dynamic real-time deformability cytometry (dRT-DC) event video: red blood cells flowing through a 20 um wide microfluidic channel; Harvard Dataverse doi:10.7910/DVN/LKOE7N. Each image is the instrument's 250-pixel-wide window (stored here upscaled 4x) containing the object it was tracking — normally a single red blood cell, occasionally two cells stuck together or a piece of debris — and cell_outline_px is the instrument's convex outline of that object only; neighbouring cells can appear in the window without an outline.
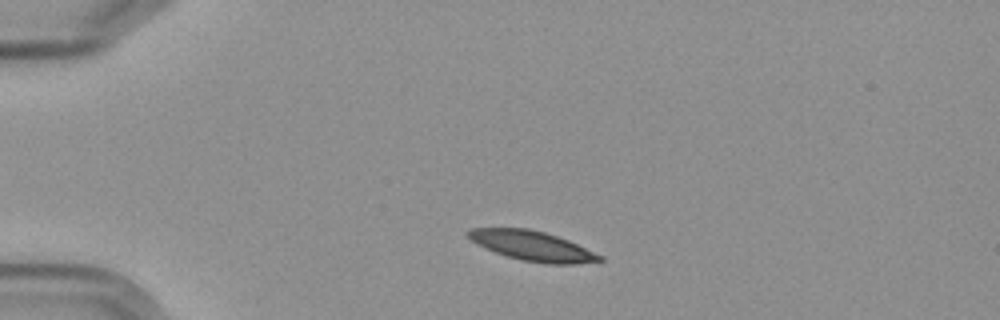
{"species": "Egyptian fruit bat (a non-hibernating species)", "species_latin": "Rousettus aegyptiacus", "temperature_condition": "cold", "stored_images_in_passage": 2, "camera_frame_rate_fps": 3000, "um_per_image_px": 0.085, "frame": {"image": 1, "passage_image": 1, "time_ms": 0.0, "image_size_px": [1000, 320], "cell_outline_px": [[604, 260], [576, 264], [544, 264], [520, 260], [484, 248], [476, 244], [464, 236], [464, 232], [468, 228], [528, 228], [544, 232], [568, 240], [604, 256]], "centroid_in_image_um": [45.19, 20.9], "position_along_channel_um": 39.8, "area_um2": 23.06}}